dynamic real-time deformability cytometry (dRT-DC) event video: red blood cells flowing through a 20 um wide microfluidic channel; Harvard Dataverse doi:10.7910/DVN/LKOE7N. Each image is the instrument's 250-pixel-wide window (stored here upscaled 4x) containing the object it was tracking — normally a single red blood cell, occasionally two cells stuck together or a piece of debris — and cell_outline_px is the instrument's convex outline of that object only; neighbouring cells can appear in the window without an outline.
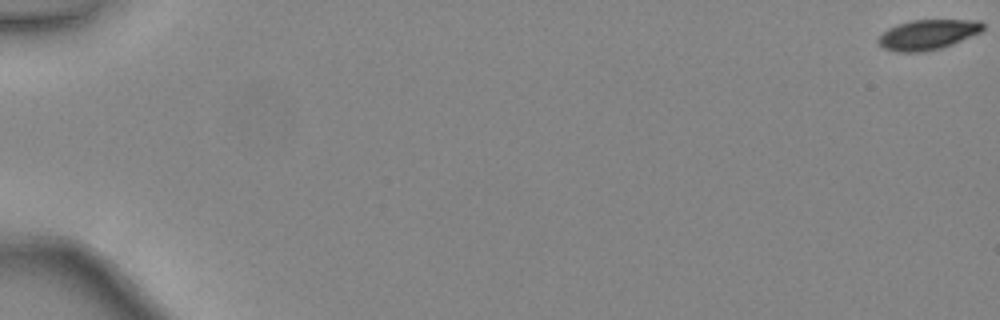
{"species": "common noctule bat (a hibernating species)", "species_latin": "Nyctalus noctula", "temperature_condition": "warm", "stored_images_in_passage": 49, "camera_frame_rate_fps": 3000, "um_per_image_px": 0.085, "animal": {"sex": "female", "body_mass_g": 24.6, "forearm_length_mm": 56.2}, "frame": {"image": 1, "passage_image": 1, "time_ms": 0.0, "image_size_px": [1000, 320], "cell_outline_px": [[984, 28], [980, 32], [952, 44], [940, 48], [924, 52], [896, 52], [884, 48], [876, 40], [888, 28], [912, 20], [980, 20], [984, 24]], "centroid_in_image_um": [78.86, 2.94], "position_along_channel_um": 6.1, "area_um2": 18.15}}
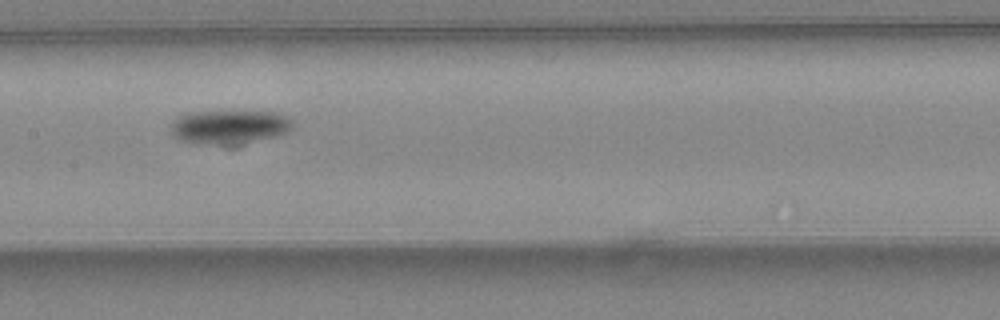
{"frame": {"image": 2, "passage_image": 27, "time_ms": 8.667, "image_size_px": [1000, 320], "cell_outline_px": [[296, 124], [288, 132], [280, 136], [236, 144], [200, 144], [180, 140], [172, 132], [172, 124], [180, 116], [192, 112], [276, 112], [288, 116]], "centroid_in_image_um": [19.6, 10.79], "position_along_channel_um": 187.8, "area_um2": 23.87}}
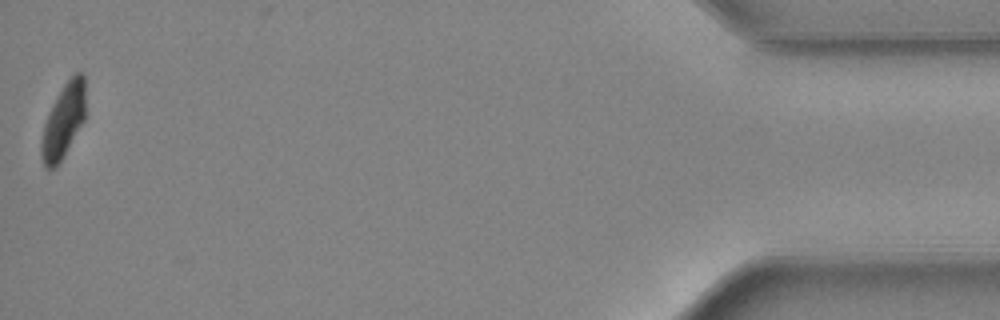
{"frame": {"image": 3, "passage_image": 49, "time_ms": 16.0, "image_size_px": [1000, 320], "cell_outline_px": [[84, 120], [64, 156], [56, 168], [44, 168], [40, 156], [40, 140], [44, 124], [48, 112], [56, 96], [64, 84], [76, 72], [80, 72], [84, 76]], "centroid_in_image_um": [5.34, 10.33], "position_along_channel_um": 429.9, "area_um2": 19.13}, "authors_computed_cell_mechanics": {"area_um2": 21.3282, "velocity_mm_per_s": 4.4565, "shape_relaxation_time_tau1_ms": 2.8836, "shape_relaxation_time_tau2_ms": null, "deformation_change_tau1": 0.1264, "deformation_change_tau2": null}}